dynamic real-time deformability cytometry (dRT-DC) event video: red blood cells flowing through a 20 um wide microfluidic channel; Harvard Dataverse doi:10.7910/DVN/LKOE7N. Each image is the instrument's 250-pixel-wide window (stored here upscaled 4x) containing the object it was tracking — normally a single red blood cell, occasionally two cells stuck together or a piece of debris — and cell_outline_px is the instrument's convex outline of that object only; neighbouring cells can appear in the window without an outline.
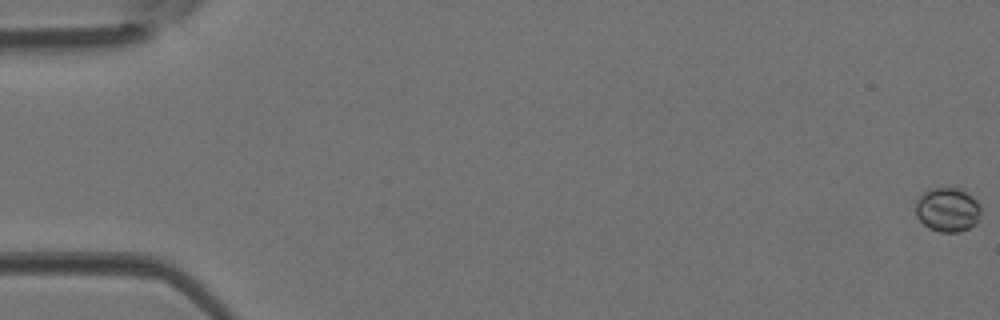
{"species": "Egyptian fruit bat (a non-hibernating species)", "species_latin": "Rousettus aegyptiacus", "temperature_condition": "room temperature", "stored_images_in_passage": 49, "camera_frame_rate_fps": 3000, "um_per_image_px": 0.085, "animal": {"sex": "female"}, "frame": {"image": 1, "passage_image": 1, "time_ms": 0.0, "image_size_px": [1000, 320], "cell_outline_px": [[980, 216], [976, 224], [960, 232], [940, 232], [928, 228], [916, 216], [916, 200], [928, 188], [960, 188], [968, 192], [980, 204]], "centroid_in_image_um": [80.55, 17.82], "position_along_channel_um": 4.4, "area_um2": 16.99}}
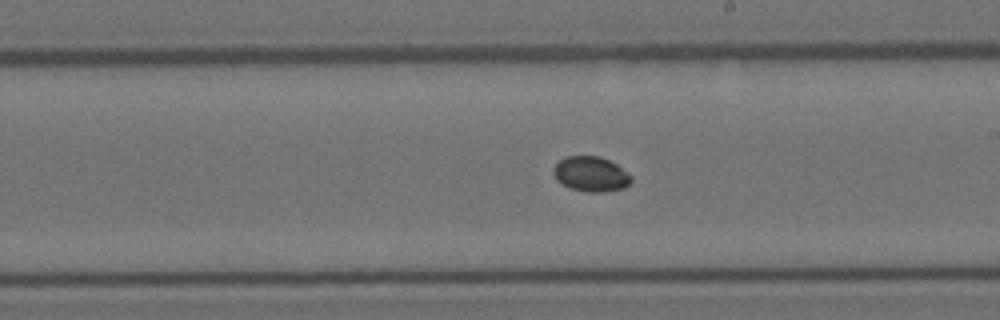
{"frame": {"image": 2, "passage_image": 29, "time_ms": 9.333, "image_size_px": [1000, 320], "cell_outline_px": [[632, 180], [624, 188], [604, 192], [588, 192], [568, 188], [556, 180], [552, 172], [552, 168], [560, 160], [568, 156], [600, 156], [616, 164], [632, 176]], "centroid_in_image_um": [50.2, 14.8], "position_along_channel_um": 238.8, "area_um2": 15.95}}
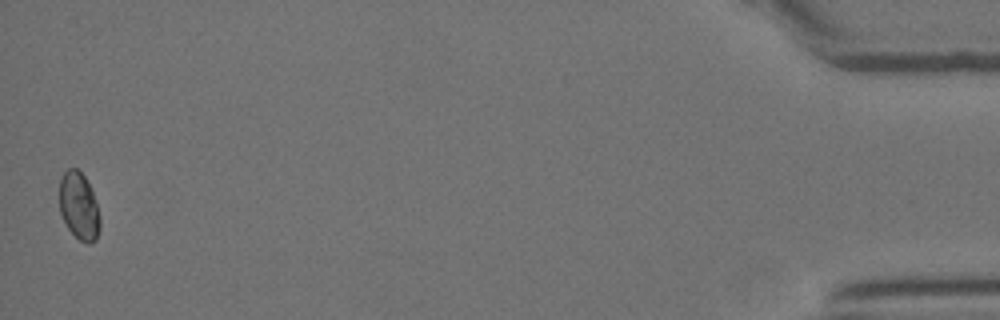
{"frame": {"image": 3, "passage_image": 49, "time_ms": 16.0, "image_size_px": [1000, 320], "cell_outline_px": [[100, 228], [96, 240], [88, 244], [80, 240], [68, 228], [60, 212], [60, 176], [68, 168], [76, 168], [84, 176], [92, 192], [100, 216]], "centroid_in_image_um": [6.71, 17.52], "position_along_channel_um": 428.5, "area_um2": 15.72}}